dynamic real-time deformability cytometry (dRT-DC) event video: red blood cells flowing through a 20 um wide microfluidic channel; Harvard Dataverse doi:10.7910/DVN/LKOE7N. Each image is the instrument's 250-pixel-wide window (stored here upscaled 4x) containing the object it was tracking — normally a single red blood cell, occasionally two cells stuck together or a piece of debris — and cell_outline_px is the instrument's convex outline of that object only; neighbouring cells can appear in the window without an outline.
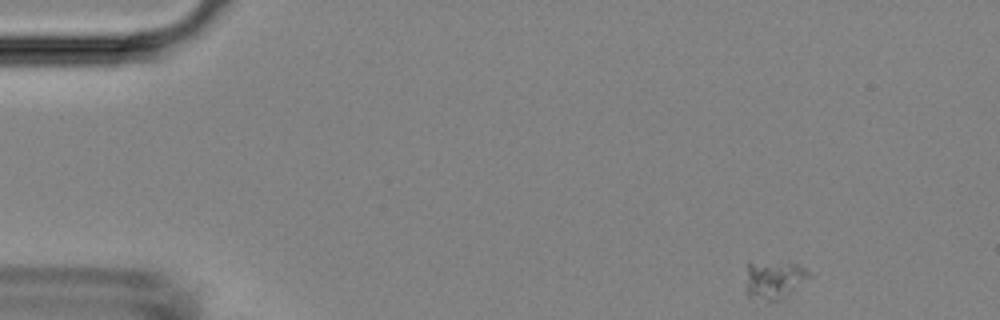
{"species": "Egyptian fruit bat (a non-hibernating species)", "species_latin": "Rousettus aegyptiacus", "temperature_condition": "room temperature", "stored_images_in_passage": 3, "camera_frame_rate_fps": 3000, "um_per_image_px": 0.085, "animal": {"sex": "female"}, "frame": {"image": 1, "passage_image": 1, "time_ms": 0.0, "image_size_px": [1000, 320], "cell_outline_px": [[812, 276], [788, 296], [780, 300], [768, 300], [748, 296], [744, 288], [744, 284], [748, 260], [796, 264], [804, 268]], "centroid_in_image_um": [65.74, 23.76], "position_along_channel_um": 19.3, "area_um2": 14.51}}